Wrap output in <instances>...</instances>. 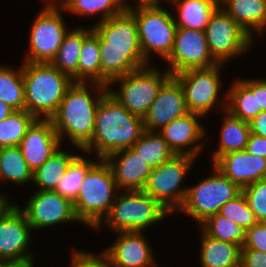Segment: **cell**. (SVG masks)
Returning <instances> with one entry per match:
<instances>
[{
	"mask_svg": "<svg viewBox=\"0 0 266 267\" xmlns=\"http://www.w3.org/2000/svg\"><path fill=\"white\" fill-rule=\"evenodd\" d=\"M127 10L137 22L139 44L146 62L150 60V51L166 60L172 51L177 30L172 14L159 5H138L136 9L131 6Z\"/></svg>",
	"mask_w": 266,
	"mask_h": 267,
	"instance_id": "52a82bcc",
	"label": "cell"
},
{
	"mask_svg": "<svg viewBox=\"0 0 266 267\" xmlns=\"http://www.w3.org/2000/svg\"><path fill=\"white\" fill-rule=\"evenodd\" d=\"M202 115L188 112L186 115L177 118L162 127L158 133L166 140L170 149L175 155H188L197 157V154L203 149L204 144L195 145L193 148L185 147L192 146L202 139L205 135V129L196 119Z\"/></svg>",
	"mask_w": 266,
	"mask_h": 267,
	"instance_id": "44dd1931",
	"label": "cell"
},
{
	"mask_svg": "<svg viewBox=\"0 0 266 267\" xmlns=\"http://www.w3.org/2000/svg\"><path fill=\"white\" fill-rule=\"evenodd\" d=\"M13 111V108L0 101V121L8 117Z\"/></svg>",
	"mask_w": 266,
	"mask_h": 267,
	"instance_id": "bcb514c9",
	"label": "cell"
},
{
	"mask_svg": "<svg viewBox=\"0 0 266 267\" xmlns=\"http://www.w3.org/2000/svg\"><path fill=\"white\" fill-rule=\"evenodd\" d=\"M33 261L7 262L4 267H33Z\"/></svg>",
	"mask_w": 266,
	"mask_h": 267,
	"instance_id": "c3c4849f",
	"label": "cell"
},
{
	"mask_svg": "<svg viewBox=\"0 0 266 267\" xmlns=\"http://www.w3.org/2000/svg\"><path fill=\"white\" fill-rule=\"evenodd\" d=\"M257 101L258 107H261L262 111H266V81L257 80Z\"/></svg>",
	"mask_w": 266,
	"mask_h": 267,
	"instance_id": "f6af8a7d",
	"label": "cell"
},
{
	"mask_svg": "<svg viewBox=\"0 0 266 267\" xmlns=\"http://www.w3.org/2000/svg\"><path fill=\"white\" fill-rule=\"evenodd\" d=\"M95 164L89 159L76 155L53 191L74 203L78 198L84 177Z\"/></svg>",
	"mask_w": 266,
	"mask_h": 267,
	"instance_id": "d6a6232c",
	"label": "cell"
},
{
	"mask_svg": "<svg viewBox=\"0 0 266 267\" xmlns=\"http://www.w3.org/2000/svg\"><path fill=\"white\" fill-rule=\"evenodd\" d=\"M219 214L231 222L239 224L245 230L252 228L258 222L242 192L221 206Z\"/></svg>",
	"mask_w": 266,
	"mask_h": 267,
	"instance_id": "74e56055",
	"label": "cell"
},
{
	"mask_svg": "<svg viewBox=\"0 0 266 267\" xmlns=\"http://www.w3.org/2000/svg\"><path fill=\"white\" fill-rule=\"evenodd\" d=\"M124 1L125 0H121V3H122V5L124 6V8L125 9H128V8H130L131 6L130 5H127V3L125 2L124 3ZM139 2V4H137V5H158L159 4V2H160V0H138Z\"/></svg>",
	"mask_w": 266,
	"mask_h": 267,
	"instance_id": "7dc6e473",
	"label": "cell"
},
{
	"mask_svg": "<svg viewBox=\"0 0 266 267\" xmlns=\"http://www.w3.org/2000/svg\"><path fill=\"white\" fill-rule=\"evenodd\" d=\"M119 239L107 248L112 267H156L152 252L141 232H118Z\"/></svg>",
	"mask_w": 266,
	"mask_h": 267,
	"instance_id": "7402d4cb",
	"label": "cell"
},
{
	"mask_svg": "<svg viewBox=\"0 0 266 267\" xmlns=\"http://www.w3.org/2000/svg\"><path fill=\"white\" fill-rule=\"evenodd\" d=\"M202 267H240L241 245L216 240L202 232Z\"/></svg>",
	"mask_w": 266,
	"mask_h": 267,
	"instance_id": "d4e9b609",
	"label": "cell"
},
{
	"mask_svg": "<svg viewBox=\"0 0 266 267\" xmlns=\"http://www.w3.org/2000/svg\"><path fill=\"white\" fill-rule=\"evenodd\" d=\"M85 82H74L67 90L56 113L50 118L54 129L62 141V135L73 145L83 150L92 140L97 107L108 87L93 82L98 96L93 100Z\"/></svg>",
	"mask_w": 266,
	"mask_h": 267,
	"instance_id": "3957f363",
	"label": "cell"
},
{
	"mask_svg": "<svg viewBox=\"0 0 266 267\" xmlns=\"http://www.w3.org/2000/svg\"><path fill=\"white\" fill-rule=\"evenodd\" d=\"M76 155L57 149L52 156L33 172V182L39 190H54L71 160Z\"/></svg>",
	"mask_w": 266,
	"mask_h": 267,
	"instance_id": "f546056e",
	"label": "cell"
},
{
	"mask_svg": "<svg viewBox=\"0 0 266 267\" xmlns=\"http://www.w3.org/2000/svg\"><path fill=\"white\" fill-rule=\"evenodd\" d=\"M56 2H49L35 18L30 31L29 54L25 62L51 63L68 33ZM66 27V28H65Z\"/></svg>",
	"mask_w": 266,
	"mask_h": 267,
	"instance_id": "7c38bea8",
	"label": "cell"
},
{
	"mask_svg": "<svg viewBox=\"0 0 266 267\" xmlns=\"http://www.w3.org/2000/svg\"><path fill=\"white\" fill-rule=\"evenodd\" d=\"M32 227L21 208L9 204L0 214V257L7 262L33 261L27 251Z\"/></svg>",
	"mask_w": 266,
	"mask_h": 267,
	"instance_id": "9a60e30c",
	"label": "cell"
},
{
	"mask_svg": "<svg viewBox=\"0 0 266 267\" xmlns=\"http://www.w3.org/2000/svg\"><path fill=\"white\" fill-rule=\"evenodd\" d=\"M92 29L99 36L101 84L109 87L113 79L149 65L140 48L137 22L127 9Z\"/></svg>",
	"mask_w": 266,
	"mask_h": 267,
	"instance_id": "6da1fadb",
	"label": "cell"
},
{
	"mask_svg": "<svg viewBox=\"0 0 266 267\" xmlns=\"http://www.w3.org/2000/svg\"><path fill=\"white\" fill-rule=\"evenodd\" d=\"M213 166L241 189L266 178V159L252 155L247 150L224 154Z\"/></svg>",
	"mask_w": 266,
	"mask_h": 267,
	"instance_id": "ffe728a7",
	"label": "cell"
},
{
	"mask_svg": "<svg viewBox=\"0 0 266 267\" xmlns=\"http://www.w3.org/2000/svg\"><path fill=\"white\" fill-rule=\"evenodd\" d=\"M33 229L78 221L73 203L53 190H38L22 209Z\"/></svg>",
	"mask_w": 266,
	"mask_h": 267,
	"instance_id": "2e32d148",
	"label": "cell"
},
{
	"mask_svg": "<svg viewBox=\"0 0 266 267\" xmlns=\"http://www.w3.org/2000/svg\"><path fill=\"white\" fill-rule=\"evenodd\" d=\"M226 118L222 125L219 148L213 154V163L222 155L234 151L246 149V145L251 134L249 122L232 116L227 110Z\"/></svg>",
	"mask_w": 266,
	"mask_h": 267,
	"instance_id": "83f0119b",
	"label": "cell"
},
{
	"mask_svg": "<svg viewBox=\"0 0 266 267\" xmlns=\"http://www.w3.org/2000/svg\"><path fill=\"white\" fill-rule=\"evenodd\" d=\"M242 247L266 252V222H257L252 228L246 229Z\"/></svg>",
	"mask_w": 266,
	"mask_h": 267,
	"instance_id": "ab89813d",
	"label": "cell"
},
{
	"mask_svg": "<svg viewBox=\"0 0 266 267\" xmlns=\"http://www.w3.org/2000/svg\"><path fill=\"white\" fill-rule=\"evenodd\" d=\"M7 197L0 195V214L1 212L9 205V202L6 199Z\"/></svg>",
	"mask_w": 266,
	"mask_h": 267,
	"instance_id": "681fc988",
	"label": "cell"
},
{
	"mask_svg": "<svg viewBox=\"0 0 266 267\" xmlns=\"http://www.w3.org/2000/svg\"><path fill=\"white\" fill-rule=\"evenodd\" d=\"M7 261L0 257V267H4L6 265Z\"/></svg>",
	"mask_w": 266,
	"mask_h": 267,
	"instance_id": "f907efd6",
	"label": "cell"
},
{
	"mask_svg": "<svg viewBox=\"0 0 266 267\" xmlns=\"http://www.w3.org/2000/svg\"><path fill=\"white\" fill-rule=\"evenodd\" d=\"M202 231L220 241H226L233 244L241 245L245 240L246 230L239 224L231 222L229 219L219 213L209 216L201 223Z\"/></svg>",
	"mask_w": 266,
	"mask_h": 267,
	"instance_id": "d590c367",
	"label": "cell"
},
{
	"mask_svg": "<svg viewBox=\"0 0 266 267\" xmlns=\"http://www.w3.org/2000/svg\"><path fill=\"white\" fill-rule=\"evenodd\" d=\"M240 267H266V252L242 247Z\"/></svg>",
	"mask_w": 266,
	"mask_h": 267,
	"instance_id": "b9f144b4",
	"label": "cell"
},
{
	"mask_svg": "<svg viewBox=\"0 0 266 267\" xmlns=\"http://www.w3.org/2000/svg\"><path fill=\"white\" fill-rule=\"evenodd\" d=\"M144 131L143 118L131 114L107 91L97 107L92 140L82 151L94 150L99 160L104 159L113 152L131 148Z\"/></svg>",
	"mask_w": 266,
	"mask_h": 267,
	"instance_id": "7a4b0ae2",
	"label": "cell"
},
{
	"mask_svg": "<svg viewBox=\"0 0 266 267\" xmlns=\"http://www.w3.org/2000/svg\"><path fill=\"white\" fill-rule=\"evenodd\" d=\"M24 184L33 179L19 146L0 148V180Z\"/></svg>",
	"mask_w": 266,
	"mask_h": 267,
	"instance_id": "1f68e13d",
	"label": "cell"
},
{
	"mask_svg": "<svg viewBox=\"0 0 266 267\" xmlns=\"http://www.w3.org/2000/svg\"><path fill=\"white\" fill-rule=\"evenodd\" d=\"M63 9L82 15L102 13L99 22L121 14L125 8L121 0H59Z\"/></svg>",
	"mask_w": 266,
	"mask_h": 267,
	"instance_id": "8d00e7d4",
	"label": "cell"
},
{
	"mask_svg": "<svg viewBox=\"0 0 266 267\" xmlns=\"http://www.w3.org/2000/svg\"><path fill=\"white\" fill-rule=\"evenodd\" d=\"M37 118L24 110H14L0 121V148L18 146Z\"/></svg>",
	"mask_w": 266,
	"mask_h": 267,
	"instance_id": "836d02e7",
	"label": "cell"
},
{
	"mask_svg": "<svg viewBox=\"0 0 266 267\" xmlns=\"http://www.w3.org/2000/svg\"><path fill=\"white\" fill-rule=\"evenodd\" d=\"M100 58L99 36L92 29L82 42L78 61V82L91 81L101 84Z\"/></svg>",
	"mask_w": 266,
	"mask_h": 267,
	"instance_id": "f1b7e54d",
	"label": "cell"
},
{
	"mask_svg": "<svg viewBox=\"0 0 266 267\" xmlns=\"http://www.w3.org/2000/svg\"><path fill=\"white\" fill-rule=\"evenodd\" d=\"M229 89L225 98L229 99L223 109L232 116L249 122L255 118L262 110L258 107L257 101V79L240 80Z\"/></svg>",
	"mask_w": 266,
	"mask_h": 267,
	"instance_id": "cb8c5ba5",
	"label": "cell"
},
{
	"mask_svg": "<svg viewBox=\"0 0 266 267\" xmlns=\"http://www.w3.org/2000/svg\"><path fill=\"white\" fill-rule=\"evenodd\" d=\"M188 112L183 88L179 81L171 76L162 85L148 112L143 117L144 128L147 131L161 129Z\"/></svg>",
	"mask_w": 266,
	"mask_h": 267,
	"instance_id": "e0dca14e",
	"label": "cell"
},
{
	"mask_svg": "<svg viewBox=\"0 0 266 267\" xmlns=\"http://www.w3.org/2000/svg\"><path fill=\"white\" fill-rule=\"evenodd\" d=\"M242 193L257 221L266 222V178L244 187Z\"/></svg>",
	"mask_w": 266,
	"mask_h": 267,
	"instance_id": "f35d334b",
	"label": "cell"
},
{
	"mask_svg": "<svg viewBox=\"0 0 266 267\" xmlns=\"http://www.w3.org/2000/svg\"><path fill=\"white\" fill-rule=\"evenodd\" d=\"M245 150L266 159V137L251 133Z\"/></svg>",
	"mask_w": 266,
	"mask_h": 267,
	"instance_id": "7bdbcfd3",
	"label": "cell"
},
{
	"mask_svg": "<svg viewBox=\"0 0 266 267\" xmlns=\"http://www.w3.org/2000/svg\"><path fill=\"white\" fill-rule=\"evenodd\" d=\"M115 190L118 188L113 172L105 159H100L84 177L73 203L78 220L94 228L100 227L115 201Z\"/></svg>",
	"mask_w": 266,
	"mask_h": 267,
	"instance_id": "5b68a950",
	"label": "cell"
},
{
	"mask_svg": "<svg viewBox=\"0 0 266 267\" xmlns=\"http://www.w3.org/2000/svg\"><path fill=\"white\" fill-rule=\"evenodd\" d=\"M0 101L14 110L25 109L22 67L15 72L8 67L0 66Z\"/></svg>",
	"mask_w": 266,
	"mask_h": 267,
	"instance_id": "e575fe53",
	"label": "cell"
},
{
	"mask_svg": "<svg viewBox=\"0 0 266 267\" xmlns=\"http://www.w3.org/2000/svg\"><path fill=\"white\" fill-rule=\"evenodd\" d=\"M250 131L262 137H266V111H261L255 118L249 121Z\"/></svg>",
	"mask_w": 266,
	"mask_h": 267,
	"instance_id": "ee69618b",
	"label": "cell"
},
{
	"mask_svg": "<svg viewBox=\"0 0 266 267\" xmlns=\"http://www.w3.org/2000/svg\"><path fill=\"white\" fill-rule=\"evenodd\" d=\"M25 110L37 119H50L74 81L51 63L24 62Z\"/></svg>",
	"mask_w": 266,
	"mask_h": 267,
	"instance_id": "277c9868",
	"label": "cell"
},
{
	"mask_svg": "<svg viewBox=\"0 0 266 267\" xmlns=\"http://www.w3.org/2000/svg\"><path fill=\"white\" fill-rule=\"evenodd\" d=\"M170 212L143 190L116 193L115 201L104 218L118 232H142L144 228L163 220Z\"/></svg>",
	"mask_w": 266,
	"mask_h": 267,
	"instance_id": "8992f818",
	"label": "cell"
},
{
	"mask_svg": "<svg viewBox=\"0 0 266 267\" xmlns=\"http://www.w3.org/2000/svg\"><path fill=\"white\" fill-rule=\"evenodd\" d=\"M219 5L251 37L253 29L260 35L264 31L263 29H265L266 25V0H219Z\"/></svg>",
	"mask_w": 266,
	"mask_h": 267,
	"instance_id": "603a6c76",
	"label": "cell"
},
{
	"mask_svg": "<svg viewBox=\"0 0 266 267\" xmlns=\"http://www.w3.org/2000/svg\"><path fill=\"white\" fill-rule=\"evenodd\" d=\"M92 31V28L79 27L69 31L63 39L55 58L51 64L60 72L78 82V61L81 54L83 39Z\"/></svg>",
	"mask_w": 266,
	"mask_h": 267,
	"instance_id": "484cf974",
	"label": "cell"
},
{
	"mask_svg": "<svg viewBox=\"0 0 266 267\" xmlns=\"http://www.w3.org/2000/svg\"><path fill=\"white\" fill-rule=\"evenodd\" d=\"M166 61L172 76L187 69L218 64L209 52L205 31L182 27H177L174 45Z\"/></svg>",
	"mask_w": 266,
	"mask_h": 267,
	"instance_id": "5bb4252c",
	"label": "cell"
},
{
	"mask_svg": "<svg viewBox=\"0 0 266 267\" xmlns=\"http://www.w3.org/2000/svg\"><path fill=\"white\" fill-rule=\"evenodd\" d=\"M104 159L113 172L117 188L126 191L142 190L153 169L132 148L113 152Z\"/></svg>",
	"mask_w": 266,
	"mask_h": 267,
	"instance_id": "d6986e66",
	"label": "cell"
},
{
	"mask_svg": "<svg viewBox=\"0 0 266 267\" xmlns=\"http://www.w3.org/2000/svg\"><path fill=\"white\" fill-rule=\"evenodd\" d=\"M222 64L208 68L187 69L173 75L181 84L189 112L203 116L218 100L220 89L219 69Z\"/></svg>",
	"mask_w": 266,
	"mask_h": 267,
	"instance_id": "4fadbf2b",
	"label": "cell"
},
{
	"mask_svg": "<svg viewBox=\"0 0 266 267\" xmlns=\"http://www.w3.org/2000/svg\"><path fill=\"white\" fill-rule=\"evenodd\" d=\"M131 148L152 168L162 165L175 155L157 130H145Z\"/></svg>",
	"mask_w": 266,
	"mask_h": 267,
	"instance_id": "4dcf8cb0",
	"label": "cell"
},
{
	"mask_svg": "<svg viewBox=\"0 0 266 267\" xmlns=\"http://www.w3.org/2000/svg\"><path fill=\"white\" fill-rule=\"evenodd\" d=\"M177 6V27L205 31L210 16L219 6V0H171Z\"/></svg>",
	"mask_w": 266,
	"mask_h": 267,
	"instance_id": "4316f807",
	"label": "cell"
},
{
	"mask_svg": "<svg viewBox=\"0 0 266 267\" xmlns=\"http://www.w3.org/2000/svg\"><path fill=\"white\" fill-rule=\"evenodd\" d=\"M71 267H111L108 256L102 253V258L87 252L75 251L72 255Z\"/></svg>",
	"mask_w": 266,
	"mask_h": 267,
	"instance_id": "60d3db41",
	"label": "cell"
},
{
	"mask_svg": "<svg viewBox=\"0 0 266 267\" xmlns=\"http://www.w3.org/2000/svg\"><path fill=\"white\" fill-rule=\"evenodd\" d=\"M61 141L50 119H37L18 145L29 169L34 172L60 148Z\"/></svg>",
	"mask_w": 266,
	"mask_h": 267,
	"instance_id": "ac0fdd59",
	"label": "cell"
},
{
	"mask_svg": "<svg viewBox=\"0 0 266 267\" xmlns=\"http://www.w3.org/2000/svg\"><path fill=\"white\" fill-rule=\"evenodd\" d=\"M149 66L113 79L110 84L119 81L120 91L114 92L108 88L109 93L131 114L142 118L148 112L162 85L172 76L168 70L160 74L156 68Z\"/></svg>",
	"mask_w": 266,
	"mask_h": 267,
	"instance_id": "9c48e42d",
	"label": "cell"
},
{
	"mask_svg": "<svg viewBox=\"0 0 266 267\" xmlns=\"http://www.w3.org/2000/svg\"><path fill=\"white\" fill-rule=\"evenodd\" d=\"M195 157L174 155L162 165L152 169L142 189L169 212L179 210L186 196L187 187L180 188Z\"/></svg>",
	"mask_w": 266,
	"mask_h": 267,
	"instance_id": "30bf717a",
	"label": "cell"
},
{
	"mask_svg": "<svg viewBox=\"0 0 266 267\" xmlns=\"http://www.w3.org/2000/svg\"><path fill=\"white\" fill-rule=\"evenodd\" d=\"M58 1V3H59V0H47V3L48 2H57Z\"/></svg>",
	"mask_w": 266,
	"mask_h": 267,
	"instance_id": "816d5d0a",
	"label": "cell"
},
{
	"mask_svg": "<svg viewBox=\"0 0 266 267\" xmlns=\"http://www.w3.org/2000/svg\"><path fill=\"white\" fill-rule=\"evenodd\" d=\"M205 35L209 52L219 64L243 54L253 43V37L248 35L220 5L210 16Z\"/></svg>",
	"mask_w": 266,
	"mask_h": 267,
	"instance_id": "8fae6325",
	"label": "cell"
},
{
	"mask_svg": "<svg viewBox=\"0 0 266 267\" xmlns=\"http://www.w3.org/2000/svg\"><path fill=\"white\" fill-rule=\"evenodd\" d=\"M215 174L200 184L187 188L183 204L179 208L194 217L200 224L209 216L219 213L221 206L238 196L242 189L215 166Z\"/></svg>",
	"mask_w": 266,
	"mask_h": 267,
	"instance_id": "ba28073f",
	"label": "cell"
}]
</instances>
